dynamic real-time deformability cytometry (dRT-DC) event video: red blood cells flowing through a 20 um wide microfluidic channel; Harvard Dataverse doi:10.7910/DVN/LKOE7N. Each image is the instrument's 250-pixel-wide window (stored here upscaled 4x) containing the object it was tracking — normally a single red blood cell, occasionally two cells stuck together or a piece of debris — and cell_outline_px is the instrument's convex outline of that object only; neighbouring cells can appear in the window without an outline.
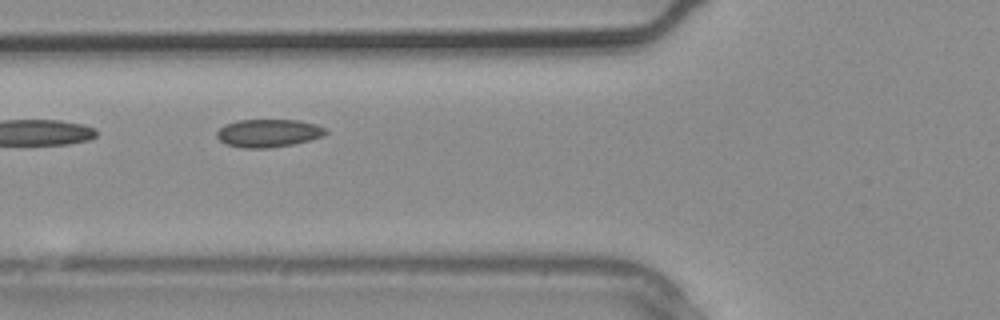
{"species": "common noctule bat (a hibernating species)", "species_latin": "Nyctalus noctula", "temperature_condition": "warm", "stored_images_in_passage": 3, "camera_frame_rate_fps": 3000, "um_per_image_px": 0.085, "animal": {"sex": "male", "body_mass_g": 20.4}, "frame": {"image": 1, "passage_image": 3, "time_ms": 0.667, "image_size_px": [1000, 320], "cell_outline_px": [[328, 132], [324, 136], [292, 144], [268, 148], [244, 148], [224, 144], [216, 136], [216, 132], [224, 124], [236, 120], [300, 120], [316, 124], [324, 128]], "centroid_in_image_um": [22.78, 11.31], "position_along_channel_um": 103.0, "area_um2": 17.8}}